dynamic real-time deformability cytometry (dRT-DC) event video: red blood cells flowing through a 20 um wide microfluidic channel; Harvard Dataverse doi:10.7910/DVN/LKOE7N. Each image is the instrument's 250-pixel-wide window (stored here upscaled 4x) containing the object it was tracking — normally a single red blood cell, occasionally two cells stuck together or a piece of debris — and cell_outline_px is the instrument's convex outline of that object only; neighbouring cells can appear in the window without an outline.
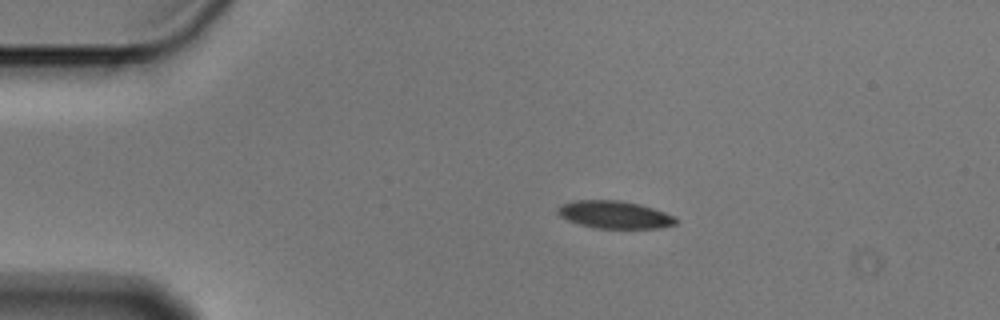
{"species": "Egyptian fruit bat (a non-hibernating species)", "species_latin": "Rousettus aegyptiacus", "temperature_condition": "cold", "stored_images_in_passage": 3, "camera_frame_rate_fps": 3000, "um_per_image_px": 0.085, "animal": {"sex": "male"}, "frame": {"image": 1, "passage_image": 1, "time_ms": 0.0, "image_size_px": [1000, 320], "cell_outline_px": [[676, 224], [660, 228], [596, 228], [580, 224], [568, 220], [560, 216], [556, 212], [556, 208], [572, 200], [616, 200], [640, 204], [676, 216]], "centroid_in_image_um": [52.23, 18.24], "position_along_channel_um": 32.8, "area_um2": 18.9}}
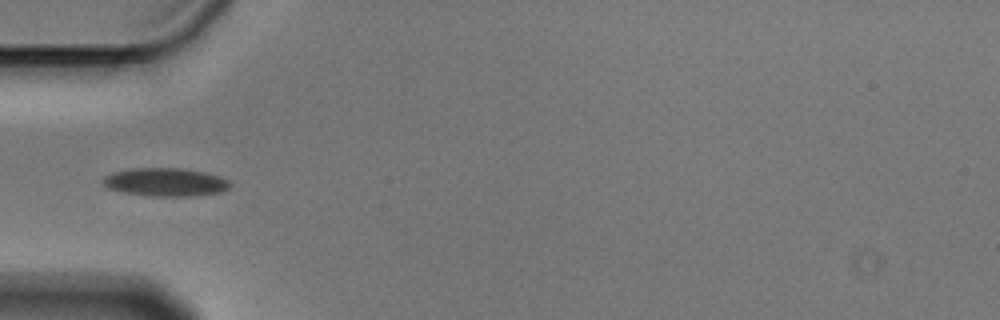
{"frame": {"image": 2, "passage_image": 3, "time_ms": 0.667, "image_size_px": [1000, 320], "cell_outline_px": [[232, 184], [224, 192], [196, 196], [148, 196], [124, 192], [108, 188], [100, 180], [104, 176], [112, 172], [132, 168], [180, 168], [204, 172], [220, 176], [228, 180]], "centroid_in_image_um": [14.08, 15.48], "position_along_channel_um": 70.9, "area_um2": 21.15}}